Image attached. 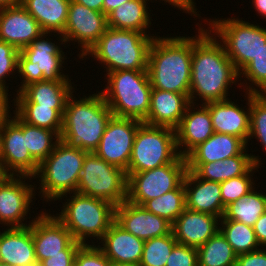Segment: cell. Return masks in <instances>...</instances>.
I'll use <instances>...</instances> for the list:
<instances>
[{
    "mask_svg": "<svg viewBox=\"0 0 266 266\" xmlns=\"http://www.w3.org/2000/svg\"><path fill=\"white\" fill-rule=\"evenodd\" d=\"M101 90L113 116L144 121L150 109L152 87L147 70H120L105 74Z\"/></svg>",
    "mask_w": 266,
    "mask_h": 266,
    "instance_id": "obj_6",
    "label": "cell"
},
{
    "mask_svg": "<svg viewBox=\"0 0 266 266\" xmlns=\"http://www.w3.org/2000/svg\"><path fill=\"white\" fill-rule=\"evenodd\" d=\"M19 53V49L0 39V89L2 90L9 91L4 78L10 76V73L13 76V72L18 66Z\"/></svg>",
    "mask_w": 266,
    "mask_h": 266,
    "instance_id": "obj_42",
    "label": "cell"
},
{
    "mask_svg": "<svg viewBox=\"0 0 266 266\" xmlns=\"http://www.w3.org/2000/svg\"><path fill=\"white\" fill-rule=\"evenodd\" d=\"M161 1V0H160ZM165 3L168 2L170 5H173L174 8L177 7L179 10H183L186 13L191 14V16H196L198 17L199 14L196 12L195 8V2L193 0H162ZM198 15V16H197Z\"/></svg>",
    "mask_w": 266,
    "mask_h": 266,
    "instance_id": "obj_49",
    "label": "cell"
},
{
    "mask_svg": "<svg viewBox=\"0 0 266 266\" xmlns=\"http://www.w3.org/2000/svg\"><path fill=\"white\" fill-rule=\"evenodd\" d=\"M264 212H266V194L253 189L245 197L228 204L220 220H235L253 227Z\"/></svg>",
    "mask_w": 266,
    "mask_h": 266,
    "instance_id": "obj_32",
    "label": "cell"
},
{
    "mask_svg": "<svg viewBox=\"0 0 266 266\" xmlns=\"http://www.w3.org/2000/svg\"><path fill=\"white\" fill-rule=\"evenodd\" d=\"M82 244L73 240L64 250L63 255L51 256L41 262L42 266H74V258Z\"/></svg>",
    "mask_w": 266,
    "mask_h": 266,
    "instance_id": "obj_45",
    "label": "cell"
},
{
    "mask_svg": "<svg viewBox=\"0 0 266 266\" xmlns=\"http://www.w3.org/2000/svg\"><path fill=\"white\" fill-rule=\"evenodd\" d=\"M2 155V127H0V160Z\"/></svg>",
    "mask_w": 266,
    "mask_h": 266,
    "instance_id": "obj_55",
    "label": "cell"
},
{
    "mask_svg": "<svg viewBox=\"0 0 266 266\" xmlns=\"http://www.w3.org/2000/svg\"><path fill=\"white\" fill-rule=\"evenodd\" d=\"M247 152L245 149L237 156L215 162L187 164V170L201 179L221 183L233 177L244 175L254 164L258 167L261 166V158Z\"/></svg>",
    "mask_w": 266,
    "mask_h": 266,
    "instance_id": "obj_28",
    "label": "cell"
},
{
    "mask_svg": "<svg viewBox=\"0 0 266 266\" xmlns=\"http://www.w3.org/2000/svg\"><path fill=\"white\" fill-rule=\"evenodd\" d=\"M133 30L108 27L85 56L92 55L106 72L147 70L148 53L155 36Z\"/></svg>",
    "mask_w": 266,
    "mask_h": 266,
    "instance_id": "obj_4",
    "label": "cell"
},
{
    "mask_svg": "<svg viewBox=\"0 0 266 266\" xmlns=\"http://www.w3.org/2000/svg\"><path fill=\"white\" fill-rule=\"evenodd\" d=\"M8 91L0 89V127H3L10 119L11 116L9 102H8Z\"/></svg>",
    "mask_w": 266,
    "mask_h": 266,
    "instance_id": "obj_47",
    "label": "cell"
},
{
    "mask_svg": "<svg viewBox=\"0 0 266 266\" xmlns=\"http://www.w3.org/2000/svg\"><path fill=\"white\" fill-rule=\"evenodd\" d=\"M109 266H136V265L119 264V263L110 262Z\"/></svg>",
    "mask_w": 266,
    "mask_h": 266,
    "instance_id": "obj_56",
    "label": "cell"
},
{
    "mask_svg": "<svg viewBox=\"0 0 266 266\" xmlns=\"http://www.w3.org/2000/svg\"><path fill=\"white\" fill-rule=\"evenodd\" d=\"M43 33L30 45L22 48L18 56L17 73L22 76L21 86L16 91L19 93L27 85L39 81H71L68 75L62 73L65 54L61 47L52 43ZM46 38V40L44 39ZM63 67V68H62ZM61 71V72H60Z\"/></svg>",
    "mask_w": 266,
    "mask_h": 266,
    "instance_id": "obj_9",
    "label": "cell"
},
{
    "mask_svg": "<svg viewBox=\"0 0 266 266\" xmlns=\"http://www.w3.org/2000/svg\"><path fill=\"white\" fill-rule=\"evenodd\" d=\"M43 33L39 23L21 4L0 8V39L6 43L21 50Z\"/></svg>",
    "mask_w": 266,
    "mask_h": 266,
    "instance_id": "obj_19",
    "label": "cell"
},
{
    "mask_svg": "<svg viewBox=\"0 0 266 266\" xmlns=\"http://www.w3.org/2000/svg\"><path fill=\"white\" fill-rule=\"evenodd\" d=\"M79 4H82L92 10L102 12L103 0H73Z\"/></svg>",
    "mask_w": 266,
    "mask_h": 266,
    "instance_id": "obj_51",
    "label": "cell"
},
{
    "mask_svg": "<svg viewBox=\"0 0 266 266\" xmlns=\"http://www.w3.org/2000/svg\"><path fill=\"white\" fill-rule=\"evenodd\" d=\"M253 230L261 248L266 247V212L253 225Z\"/></svg>",
    "mask_w": 266,
    "mask_h": 266,
    "instance_id": "obj_48",
    "label": "cell"
},
{
    "mask_svg": "<svg viewBox=\"0 0 266 266\" xmlns=\"http://www.w3.org/2000/svg\"><path fill=\"white\" fill-rule=\"evenodd\" d=\"M247 143L239 137L214 132L206 141L195 147L185 158L187 164L210 163L241 154Z\"/></svg>",
    "mask_w": 266,
    "mask_h": 266,
    "instance_id": "obj_29",
    "label": "cell"
},
{
    "mask_svg": "<svg viewBox=\"0 0 266 266\" xmlns=\"http://www.w3.org/2000/svg\"><path fill=\"white\" fill-rule=\"evenodd\" d=\"M241 76L247 78L245 82L248 80L252 85L257 87L246 82L244 83L246 84V89H244L246 90L245 93L266 94V44L262 46L257 55L239 72L240 79Z\"/></svg>",
    "mask_w": 266,
    "mask_h": 266,
    "instance_id": "obj_39",
    "label": "cell"
},
{
    "mask_svg": "<svg viewBox=\"0 0 266 266\" xmlns=\"http://www.w3.org/2000/svg\"><path fill=\"white\" fill-rule=\"evenodd\" d=\"M127 184L124 170L90 152L84 158L76 192L117 206L127 200Z\"/></svg>",
    "mask_w": 266,
    "mask_h": 266,
    "instance_id": "obj_11",
    "label": "cell"
},
{
    "mask_svg": "<svg viewBox=\"0 0 266 266\" xmlns=\"http://www.w3.org/2000/svg\"><path fill=\"white\" fill-rule=\"evenodd\" d=\"M71 198V199H70ZM56 217L70 231L73 239L86 245L87 238H103L115 221V205L99 198L73 192Z\"/></svg>",
    "mask_w": 266,
    "mask_h": 266,
    "instance_id": "obj_7",
    "label": "cell"
},
{
    "mask_svg": "<svg viewBox=\"0 0 266 266\" xmlns=\"http://www.w3.org/2000/svg\"><path fill=\"white\" fill-rule=\"evenodd\" d=\"M183 184L186 208L222 218L225 206L222 203L220 182L201 179L187 170Z\"/></svg>",
    "mask_w": 266,
    "mask_h": 266,
    "instance_id": "obj_23",
    "label": "cell"
},
{
    "mask_svg": "<svg viewBox=\"0 0 266 266\" xmlns=\"http://www.w3.org/2000/svg\"><path fill=\"white\" fill-rule=\"evenodd\" d=\"M129 0H103L102 12L107 16L111 11Z\"/></svg>",
    "mask_w": 266,
    "mask_h": 266,
    "instance_id": "obj_50",
    "label": "cell"
},
{
    "mask_svg": "<svg viewBox=\"0 0 266 266\" xmlns=\"http://www.w3.org/2000/svg\"><path fill=\"white\" fill-rule=\"evenodd\" d=\"M187 172L185 157L174 162L143 172L127 174V201L143 205L146 201L160 197L176 189Z\"/></svg>",
    "mask_w": 266,
    "mask_h": 266,
    "instance_id": "obj_12",
    "label": "cell"
},
{
    "mask_svg": "<svg viewBox=\"0 0 266 266\" xmlns=\"http://www.w3.org/2000/svg\"><path fill=\"white\" fill-rule=\"evenodd\" d=\"M179 156L175 129L142 123L134 138L127 174L161 167Z\"/></svg>",
    "mask_w": 266,
    "mask_h": 266,
    "instance_id": "obj_8",
    "label": "cell"
},
{
    "mask_svg": "<svg viewBox=\"0 0 266 266\" xmlns=\"http://www.w3.org/2000/svg\"><path fill=\"white\" fill-rule=\"evenodd\" d=\"M197 251L199 266H236L237 254L220 231Z\"/></svg>",
    "mask_w": 266,
    "mask_h": 266,
    "instance_id": "obj_33",
    "label": "cell"
},
{
    "mask_svg": "<svg viewBox=\"0 0 266 266\" xmlns=\"http://www.w3.org/2000/svg\"><path fill=\"white\" fill-rule=\"evenodd\" d=\"M173 233L145 240L142 258L138 266H165L167 259L177 244Z\"/></svg>",
    "mask_w": 266,
    "mask_h": 266,
    "instance_id": "obj_38",
    "label": "cell"
},
{
    "mask_svg": "<svg viewBox=\"0 0 266 266\" xmlns=\"http://www.w3.org/2000/svg\"><path fill=\"white\" fill-rule=\"evenodd\" d=\"M260 141L266 152V94L250 93V133L248 141L252 138Z\"/></svg>",
    "mask_w": 266,
    "mask_h": 266,
    "instance_id": "obj_41",
    "label": "cell"
},
{
    "mask_svg": "<svg viewBox=\"0 0 266 266\" xmlns=\"http://www.w3.org/2000/svg\"><path fill=\"white\" fill-rule=\"evenodd\" d=\"M142 206L149 212L173 224L186 208L183 182L176 189L160 197L148 200Z\"/></svg>",
    "mask_w": 266,
    "mask_h": 266,
    "instance_id": "obj_36",
    "label": "cell"
},
{
    "mask_svg": "<svg viewBox=\"0 0 266 266\" xmlns=\"http://www.w3.org/2000/svg\"><path fill=\"white\" fill-rule=\"evenodd\" d=\"M32 221V238L38 262L55 255H63V250L74 240L65 225L52 214L40 212Z\"/></svg>",
    "mask_w": 266,
    "mask_h": 266,
    "instance_id": "obj_17",
    "label": "cell"
},
{
    "mask_svg": "<svg viewBox=\"0 0 266 266\" xmlns=\"http://www.w3.org/2000/svg\"><path fill=\"white\" fill-rule=\"evenodd\" d=\"M110 260L103 251L96 245H81L74 258V266H109Z\"/></svg>",
    "mask_w": 266,
    "mask_h": 266,
    "instance_id": "obj_43",
    "label": "cell"
},
{
    "mask_svg": "<svg viewBox=\"0 0 266 266\" xmlns=\"http://www.w3.org/2000/svg\"><path fill=\"white\" fill-rule=\"evenodd\" d=\"M73 89L71 81L34 82L17 93L13 103L52 107L63 117L67 99L74 92Z\"/></svg>",
    "mask_w": 266,
    "mask_h": 266,
    "instance_id": "obj_26",
    "label": "cell"
},
{
    "mask_svg": "<svg viewBox=\"0 0 266 266\" xmlns=\"http://www.w3.org/2000/svg\"><path fill=\"white\" fill-rule=\"evenodd\" d=\"M165 266H198V251L196 248L177 243Z\"/></svg>",
    "mask_w": 266,
    "mask_h": 266,
    "instance_id": "obj_44",
    "label": "cell"
},
{
    "mask_svg": "<svg viewBox=\"0 0 266 266\" xmlns=\"http://www.w3.org/2000/svg\"><path fill=\"white\" fill-rule=\"evenodd\" d=\"M192 36H156L150 45L147 71L151 87L189 95Z\"/></svg>",
    "mask_w": 266,
    "mask_h": 266,
    "instance_id": "obj_2",
    "label": "cell"
},
{
    "mask_svg": "<svg viewBox=\"0 0 266 266\" xmlns=\"http://www.w3.org/2000/svg\"><path fill=\"white\" fill-rule=\"evenodd\" d=\"M211 33L200 27L198 35L192 37L190 103L195 104L197 96L202 104L229 99L228 90L239 79L222 42Z\"/></svg>",
    "mask_w": 266,
    "mask_h": 266,
    "instance_id": "obj_1",
    "label": "cell"
},
{
    "mask_svg": "<svg viewBox=\"0 0 266 266\" xmlns=\"http://www.w3.org/2000/svg\"><path fill=\"white\" fill-rule=\"evenodd\" d=\"M22 0H0V8L21 4Z\"/></svg>",
    "mask_w": 266,
    "mask_h": 266,
    "instance_id": "obj_53",
    "label": "cell"
},
{
    "mask_svg": "<svg viewBox=\"0 0 266 266\" xmlns=\"http://www.w3.org/2000/svg\"><path fill=\"white\" fill-rule=\"evenodd\" d=\"M115 221L126 231L144 241L172 232V224L166 219L127 200L115 207Z\"/></svg>",
    "mask_w": 266,
    "mask_h": 266,
    "instance_id": "obj_18",
    "label": "cell"
},
{
    "mask_svg": "<svg viewBox=\"0 0 266 266\" xmlns=\"http://www.w3.org/2000/svg\"><path fill=\"white\" fill-rule=\"evenodd\" d=\"M219 231L237 255L259 250L261 247L253 227L235 220H220Z\"/></svg>",
    "mask_w": 266,
    "mask_h": 266,
    "instance_id": "obj_34",
    "label": "cell"
},
{
    "mask_svg": "<svg viewBox=\"0 0 266 266\" xmlns=\"http://www.w3.org/2000/svg\"><path fill=\"white\" fill-rule=\"evenodd\" d=\"M36 261L32 222L26 227H10L0 232V262L11 266H29Z\"/></svg>",
    "mask_w": 266,
    "mask_h": 266,
    "instance_id": "obj_27",
    "label": "cell"
},
{
    "mask_svg": "<svg viewBox=\"0 0 266 266\" xmlns=\"http://www.w3.org/2000/svg\"><path fill=\"white\" fill-rule=\"evenodd\" d=\"M248 102L245 109L237 106L232 100L226 99L209 102L208 110L212 119L214 132L233 135L242 138L248 145L250 133V93L247 92Z\"/></svg>",
    "mask_w": 266,
    "mask_h": 266,
    "instance_id": "obj_22",
    "label": "cell"
},
{
    "mask_svg": "<svg viewBox=\"0 0 266 266\" xmlns=\"http://www.w3.org/2000/svg\"><path fill=\"white\" fill-rule=\"evenodd\" d=\"M0 266H11V265L0 262Z\"/></svg>",
    "mask_w": 266,
    "mask_h": 266,
    "instance_id": "obj_58",
    "label": "cell"
},
{
    "mask_svg": "<svg viewBox=\"0 0 266 266\" xmlns=\"http://www.w3.org/2000/svg\"><path fill=\"white\" fill-rule=\"evenodd\" d=\"M219 219L185 208L172 224V233L178 244L198 249L219 231Z\"/></svg>",
    "mask_w": 266,
    "mask_h": 266,
    "instance_id": "obj_20",
    "label": "cell"
},
{
    "mask_svg": "<svg viewBox=\"0 0 266 266\" xmlns=\"http://www.w3.org/2000/svg\"><path fill=\"white\" fill-rule=\"evenodd\" d=\"M29 266H42V264H41V262L36 261L35 263H33Z\"/></svg>",
    "mask_w": 266,
    "mask_h": 266,
    "instance_id": "obj_57",
    "label": "cell"
},
{
    "mask_svg": "<svg viewBox=\"0 0 266 266\" xmlns=\"http://www.w3.org/2000/svg\"><path fill=\"white\" fill-rule=\"evenodd\" d=\"M13 114L23 122L41 128L55 131L59 136L62 130V116L52 107L39 104H15Z\"/></svg>",
    "mask_w": 266,
    "mask_h": 266,
    "instance_id": "obj_35",
    "label": "cell"
},
{
    "mask_svg": "<svg viewBox=\"0 0 266 266\" xmlns=\"http://www.w3.org/2000/svg\"><path fill=\"white\" fill-rule=\"evenodd\" d=\"M252 4L254 5L255 11L266 18V0H253Z\"/></svg>",
    "mask_w": 266,
    "mask_h": 266,
    "instance_id": "obj_52",
    "label": "cell"
},
{
    "mask_svg": "<svg viewBox=\"0 0 266 266\" xmlns=\"http://www.w3.org/2000/svg\"><path fill=\"white\" fill-rule=\"evenodd\" d=\"M236 266H266L265 248L237 255Z\"/></svg>",
    "mask_w": 266,
    "mask_h": 266,
    "instance_id": "obj_46",
    "label": "cell"
},
{
    "mask_svg": "<svg viewBox=\"0 0 266 266\" xmlns=\"http://www.w3.org/2000/svg\"><path fill=\"white\" fill-rule=\"evenodd\" d=\"M189 104V95L152 88L150 109L143 123L176 129Z\"/></svg>",
    "mask_w": 266,
    "mask_h": 266,
    "instance_id": "obj_25",
    "label": "cell"
},
{
    "mask_svg": "<svg viewBox=\"0 0 266 266\" xmlns=\"http://www.w3.org/2000/svg\"><path fill=\"white\" fill-rule=\"evenodd\" d=\"M107 16L82 4L70 1L68 19L62 34L65 43L78 42L81 48L79 58L84 60L88 51L107 30Z\"/></svg>",
    "mask_w": 266,
    "mask_h": 266,
    "instance_id": "obj_14",
    "label": "cell"
},
{
    "mask_svg": "<svg viewBox=\"0 0 266 266\" xmlns=\"http://www.w3.org/2000/svg\"><path fill=\"white\" fill-rule=\"evenodd\" d=\"M71 0H22L21 5L39 23L44 33H57L61 44H66L62 36ZM64 42V43H63Z\"/></svg>",
    "mask_w": 266,
    "mask_h": 266,
    "instance_id": "obj_30",
    "label": "cell"
},
{
    "mask_svg": "<svg viewBox=\"0 0 266 266\" xmlns=\"http://www.w3.org/2000/svg\"><path fill=\"white\" fill-rule=\"evenodd\" d=\"M23 134L26 136V147L39 164L48 157L60 140V136L55 131L25 122H23Z\"/></svg>",
    "mask_w": 266,
    "mask_h": 266,
    "instance_id": "obj_37",
    "label": "cell"
},
{
    "mask_svg": "<svg viewBox=\"0 0 266 266\" xmlns=\"http://www.w3.org/2000/svg\"><path fill=\"white\" fill-rule=\"evenodd\" d=\"M88 152L58 141L54 150L39 164L33 178H40L38 189L46 202L56 201L76 192L83 161ZM37 175V176H36Z\"/></svg>",
    "mask_w": 266,
    "mask_h": 266,
    "instance_id": "obj_5",
    "label": "cell"
},
{
    "mask_svg": "<svg viewBox=\"0 0 266 266\" xmlns=\"http://www.w3.org/2000/svg\"><path fill=\"white\" fill-rule=\"evenodd\" d=\"M150 0H129L107 15V25L118 30H133L147 34L151 17L147 7Z\"/></svg>",
    "mask_w": 266,
    "mask_h": 266,
    "instance_id": "obj_31",
    "label": "cell"
},
{
    "mask_svg": "<svg viewBox=\"0 0 266 266\" xmlns=\"http://www.w3.org/2000/svg\"><path fill=\"white\" fill-rule=\"evenodd\" d=\"M73 95L66 102L60 140L88 153L94 152L113 116L112 111L100 91L79 100Z\"/></svg>",
    "mask_w": 266,
    "mask_h": 266,
    "instance_id": "obj_3",
    "label": "cell"
},
{
    "mask_svg": "<svg viewBox=\"0 0 266 266\" xmlns=\"http://www.w3.org/2000/svg\"><path fill=\"white\" fill-rule=\"evenodd\" d=\"M144 242L114 221L101 239L103 247L98 246L111 262L138 266Z\"/></svg>",
    "mask_w": 266,
    "mask_h": 266,
    "instance_id": "obj_24",
    "label": "cell"
},
{
    "mask_svg": "<svg viewBox=\"0 0 266 266\" xmlns=\"http://www.w3.org/2000/svg\"><path fill=\"white\" fill-rule=\"evenodd\" d=\"M1 161L10 175L33 177L39 168V163L26 147L23 121L16 114L2 127Z\"/></svg>",
    "mask_w": 266,
    "mask_h": 266,
    "instance_id": "obj_16",
    "label": "cell"
},
{
    "mask_svg": "<svg viewBox=\"0 0 266 266\" xmlns=\"http://www.w3.org/2000/svg\"><path fill=\"white\" fill-rule=\"evenodd\" d=\"M257 168L259 167L254 164L244 175L220 183L222 203L225 207L231 202L245 197L251 190L255 189L252 177Z\"/></svg>",
    "mask_w": 266,
    "mask_h": 266,
    "instance_id": "obj_40",
    "label": "cell"
},
{
    "mask_svg": "<svg viewBox=\"0 0 266 266\" xmlns=\"http://www.w3.org/2000/svg\"><path fill=\"white\" fill-rule=\"evenodd\" d=\"M32 176L10 175L0 184V224L11 227H26L23 223L35 199V186L25 182ZM24 180V181H23Z\"/></svg>",
    "mask_w": 266,
    "mask_h": 266,
    "instance_id": "obj_15",
    "label": "cell"
},
{
    "mask_svg": "<svg viewBox=\"0 0 266 266\" xmlns=\"http://www.w3.org/2000/svg\"><path fill=\"white\" fill-rule=\"evenodd\" d=\"M142 123L134 118L112 116L94 153L127 173L134 138Z\"/></svg>",
    "mask_w": 266,
    "mask_h": 266,
    "instance_id": "obj_13",
    "label": "cell"
},
{
    "mask_svg": "<svg viewBox=\"0 0 266 266\" xmlns=\"http://www.w3.org/2000/svg\"><path fill=\"white\" fill-rule=\"evenodd\" d=\"M209 30L223 42L226 55L239 73L266 44V28L236 18L210 20ZM211 28V29H210Z\"/></svg>",
    "mask_w": 266,
    "mask_h": 266,
    "instance_id": "obj_10",
    "label": "cell"
},
{
    "mask_svg": "<svg viewBox=\"0 0 266 266\" xmlns=\"http://www.w3.org/2000/svg\"><path fill=\"white\" fill-rule=\"evenodd\" d=\"M10 174L5 170L2 161L0 160V184L8 177Z\"/></svg>",
    "mask_w": 266,
    "mask_h": 266,
    "instance_id": "obj_54",
    "label": "cell"
},
{
    "mask_svg": "<svg viewBox=\"0 0 266 266\" xmlns=\"http://www.w3.org/2000/svg\"><path fill=\"white\" fill-rule=\"evenodd\" d=\"M199 107L197 109L194 103H190L179 126L175 129L177 148L182 157H186L214 133L208 103L200 104Z\"/></svg>",
    "mask_w": 266,
    "mask_h": 266,
    "instance_id": "obj_21",
    "label": "cell"
}]
</instances>
